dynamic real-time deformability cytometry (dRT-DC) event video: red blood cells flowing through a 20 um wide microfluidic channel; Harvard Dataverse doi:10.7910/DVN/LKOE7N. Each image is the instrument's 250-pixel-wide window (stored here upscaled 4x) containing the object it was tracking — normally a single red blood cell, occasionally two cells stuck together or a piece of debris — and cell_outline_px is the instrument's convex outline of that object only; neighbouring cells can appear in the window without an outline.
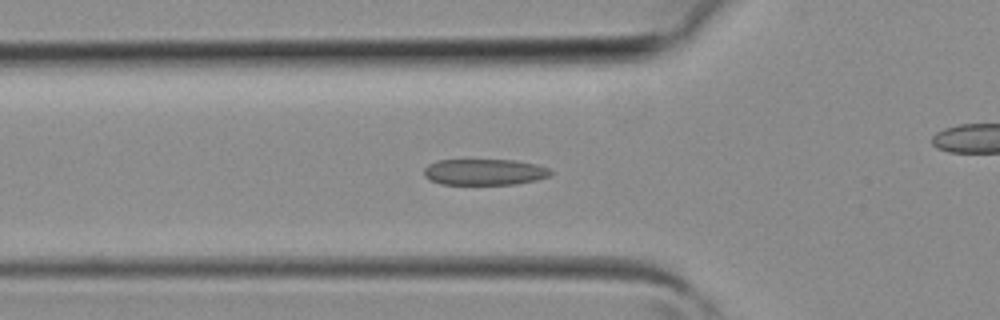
{"species": "common noctule bat (a hibernating species)", "species_latin": "Nyctalus noctula", "temperature_condition": "room temperature", "stored_images_in_passage": 34, "camera_frame_rate_fps": 3000, "um_per_image_px": 0.085, "animal": {"sex": "female", "body_mass_g": 19.3, "forearm_length_mm": 54.1}, "frame": {"image": 1, "passage_image": 7, "time_ms": 2.0, "image_size_px": [1000, 320], "cell_outline_px": [[552, 172], [548, 176], [536, 180], [516, 184], [440, 184], [428, 180], [424, 176], [424, 168], [428, 164], [436, 160], [516, 160], [536, 164], [548, 168]], "centroid_in_image_um": [41.13, 14.62], "position_along_channel_um": 84.7, "area_um2": 19.36}}
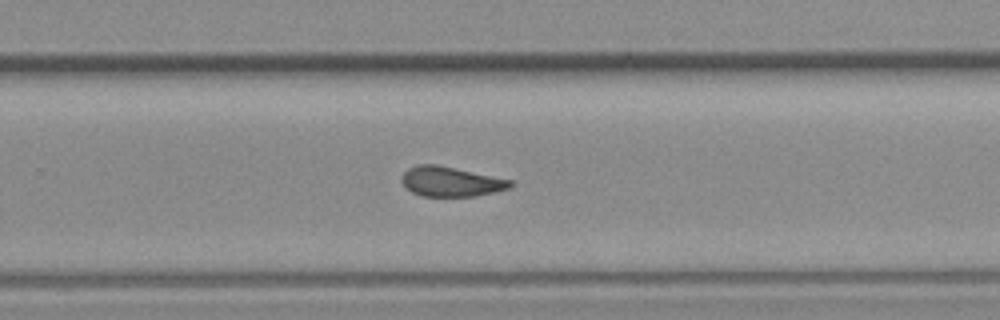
{"frame": {"image": 2, "passage_image": 19, "time_ms": 6.0, "image_size_px": [1000, 320], "cell_outline_px": [[516, 184], [508, 188], [496, 192], [476, 196], [420, 196], [412, 192], [400, 180], [404, 172], [408, 168], [420, 164], [436, 164], [512, 180]], "centroid_in_image_um": [38.34, 15.44], "position_along_channel_um": 291.5, "area_um2": 18.84}}
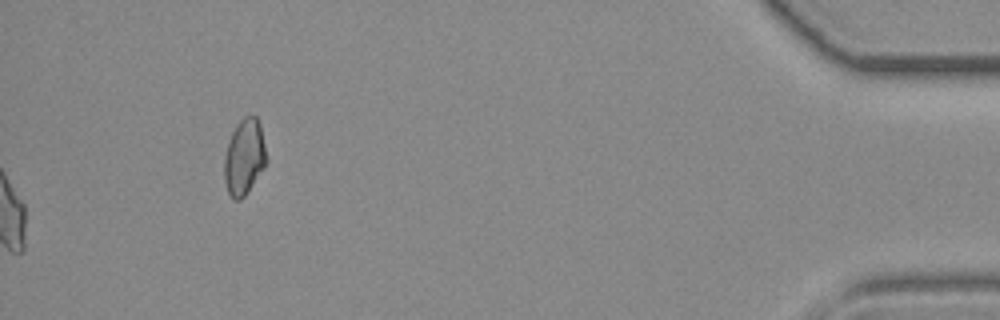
{"frame": {"image": 3, "passage_image": 34, "time_ms": 11.0, "image_size_px": [1000, 320], "cell_outline_px": [[268, 160], [264, 168], [244, 196], [240, 200], [232, 200], [228, 192], [224, 180], [224, 156], [232, 132], [236, 124], [244, 116], [256, 116], [260, 124]], "centroid_in_image_um": [20.76, 13.36], "position_along_channel_um": 414.4, "area_um2": 18.67}}